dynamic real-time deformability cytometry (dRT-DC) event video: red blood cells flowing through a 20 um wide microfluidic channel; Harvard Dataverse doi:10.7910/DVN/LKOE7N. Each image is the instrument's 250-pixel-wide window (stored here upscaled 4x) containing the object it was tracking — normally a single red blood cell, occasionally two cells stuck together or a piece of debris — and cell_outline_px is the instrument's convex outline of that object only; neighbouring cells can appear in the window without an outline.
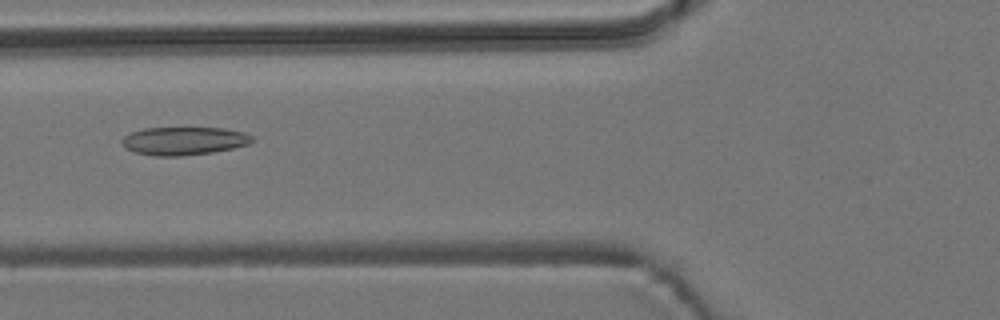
{"species": "common noctule bat (a hibernating species)", "species_latin": "Nyctalus noctula", "temperature_condition": "room temperature", "stored_images_in_passage": 8, "camera_frame_rate_fps": 3000, "um_per_image_px": 0.085, "animal": {"sex": "male", "body_mass_g": 19.2, "forearm_length_mm": 51.8}, "frame": {"image": 1, "passage_image": 5, "time_ms": 5.0, "image_size_px": [1000, 320], "cell_outline_px": [[256, 140], [248, 144], [232, 148], [212, 152], [180, 156], [152, 156], [136, 152], [120, 144], [120, 140], [124, 136], [132, 132], [144, 128], [224, 128], [244, 132], [256, 136]], "centroid_in_image_um": [15.66, 11.97], "position_along_channel_um": 110.1, "area_um2": 21.44}}
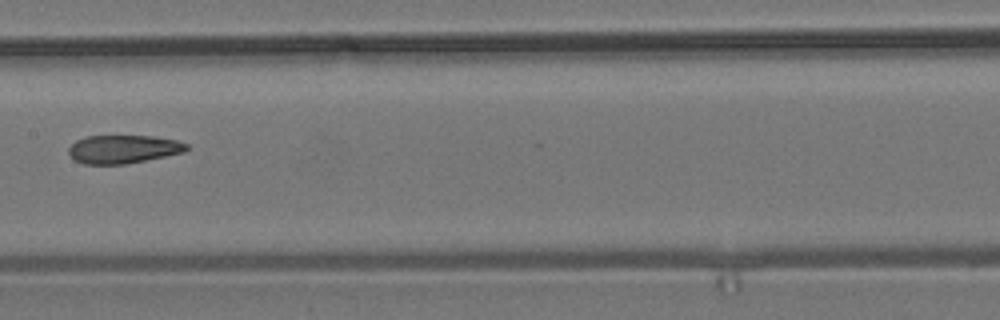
{"frame": {"image": 2, "passage_image": 7, "time_ms": 7.333, "image_size_px": [1000, 320], "cell_outline_px": [[192, 148], [184, 152], [124, 164], [84, 164], [72, 160], [68, 152], [68, 148], [76, 140], [84, 136], [152, 136], [176, 140], [188, 144]], "centroid_in_image_um": [10.45, 12.67], "position_along_channel_um": 196.9, "area_um2": 19.54}}
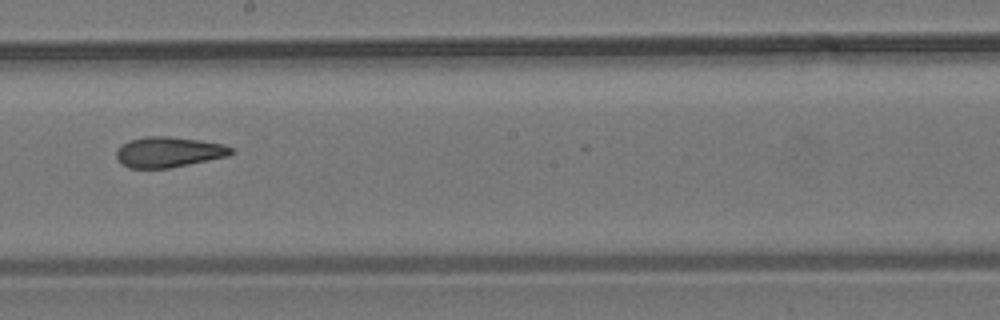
{"frame": {"image": 3, "passage_image": 8, "time_ms": 8.333, "image_size_px": [1000, 320], "cell_outline_px": [[236, 152], [228, 156], [168, 168], [128, 168], [120, 164], [116, 156], [116, 152], [128, 140], [144, 136], [168, 136], [200, 140], [224, 144], [236, 148]], "centroid_in_image_um": [14.37, 12.92], "position_along_channel_um": 233.8, "area_um2": 20.52}}